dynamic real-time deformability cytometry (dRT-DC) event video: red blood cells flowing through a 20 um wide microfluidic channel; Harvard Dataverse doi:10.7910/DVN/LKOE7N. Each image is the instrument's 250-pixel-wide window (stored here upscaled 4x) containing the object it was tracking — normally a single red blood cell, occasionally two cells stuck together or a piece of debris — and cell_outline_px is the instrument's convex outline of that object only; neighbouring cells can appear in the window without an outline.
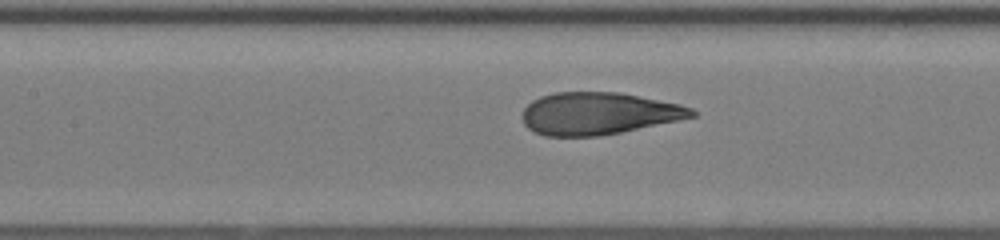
{"species": "human", "species_latin": "Homo sapiens", "temperature_condition": "room temperature", "stored_images_in_passage": 33, "camera_frame_rate_fps": 3000, "um_per_image_px": 0.085, "donor": {"sex": "female"}, "frame": {"image": 1, "passage_image": 15, "time_ms": 4.667, "image_size_px": [1000, 240], "cell_outline_px": [[696, 116], [620, 132], [596, 136], [544, 136], [528, 128], [524, 124], [520, 116], [524, 108], [532, 100], [540, 96], [556, 92], [620, 92], [680, 104], [692, 108], [696, 112]], "centroid_in_image_um": [50.83, 9.64], "position_along_channel_um": 156.6, "area_um2": 41.62}}
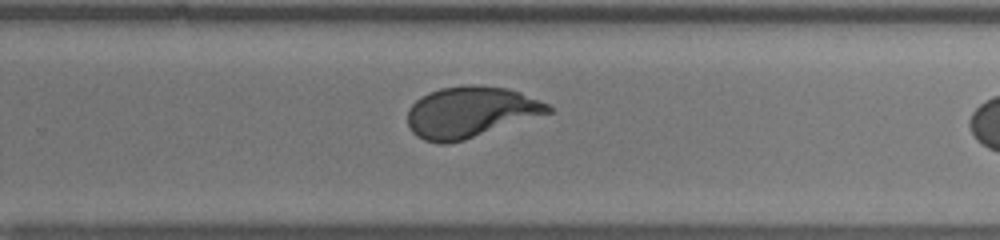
{"frame": {"image": 2, "passage_image": 25, "time_ms": 8.0, "image_size_px": [1000, 240], "cell_outline_px": [[552, 112], [464, 140], [448, 144], [440, 144], [424, 140], [416, 136], [408, 128], [408, 108], [420, 96], [428, 92], [440, 88], [468, 84], [472, 84], [508, 88], [520, 92], [548, 104], [552, 108]], "centroid_in_image_um": [39.94, 9.52], "position_along_channel_um": 289.9, "area_um2": 41.91}}
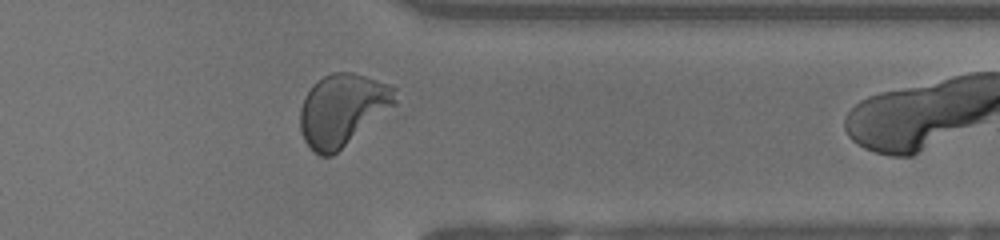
{"frame": {"image": 3, "passage_image": 32, "time_ms": 10.333, "image_size_px": [1000, 240], "cell_outline_px": [[396, 104], [332, 156], [320, 156], [312, 152], [304, 140], [300, 128], [300, 108], [304, 96], [312, 84], [324, 76], [332, 72], [352, 72], [392, 84], [396, 88]], "centroid_in_image_um": [29.09, 9.32], "position_along_channel_um": 382.3, "area_um2": 40.06}}